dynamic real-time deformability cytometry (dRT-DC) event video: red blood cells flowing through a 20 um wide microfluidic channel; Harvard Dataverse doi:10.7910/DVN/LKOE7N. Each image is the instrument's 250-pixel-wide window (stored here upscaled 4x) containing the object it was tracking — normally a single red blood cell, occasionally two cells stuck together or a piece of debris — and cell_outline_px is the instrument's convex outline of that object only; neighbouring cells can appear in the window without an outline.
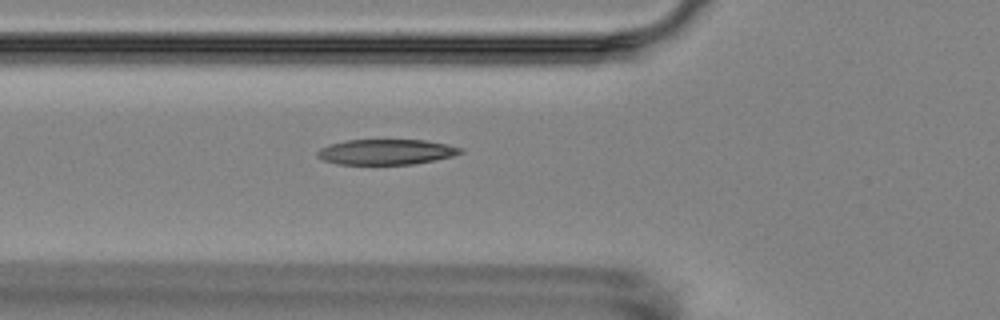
{"species": "Egyptian fruit bat (a non-hibernating species)", "species_latin": "Rousettus aegyptiacus", "temperature_condition": "room temperature", "stored_images_in_passage": 5, "camera_frame_rate_fps": 3000, "um_per_image_px": 0.085, "animal": {"sex": "female"}, "frame": {"image": 1, "passage_image": 5, "time_ms": 5.667, "image_size_px": [1000, 320], "cell_outline_px": [[464, 152], [452, 156], [412, 164], [336, 164], [324, 160], [316, 156], [316, 152], [320, 148], [328, 144], [348, 140], [424, 140], [464, 148]], "centroid_in_image_um": [32.78, 12.91], "position_along_channel_um": 93.0, "area_um2": 21.04}}